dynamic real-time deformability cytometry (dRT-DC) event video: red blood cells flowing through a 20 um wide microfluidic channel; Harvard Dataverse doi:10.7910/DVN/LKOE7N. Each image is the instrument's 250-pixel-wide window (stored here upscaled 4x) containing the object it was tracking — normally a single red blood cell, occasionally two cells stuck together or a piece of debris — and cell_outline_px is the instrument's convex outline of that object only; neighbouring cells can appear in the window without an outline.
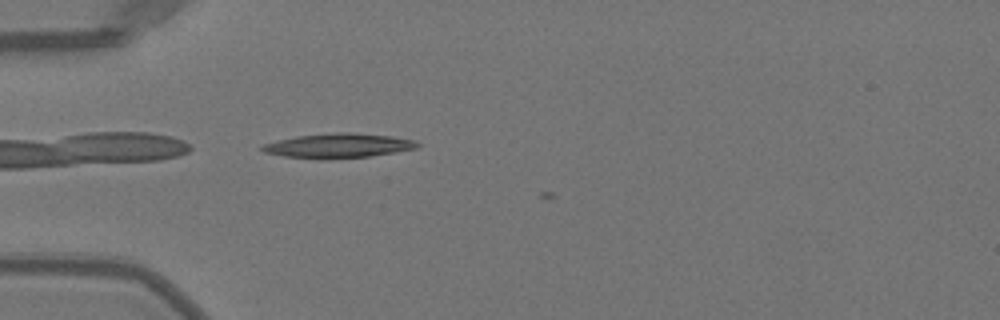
{"species": "Egyptian fruit bat (a non-hibernating species)", "species_latin": "Rousettus aegyptiacus", "temperature_condition": "warm", "stored_images_in_passage": 9, "camera_frame_rate_fps": 3000, "um_per_image_px": 0.085, "animal": {"sex": "female"}, "frame": {"image": 1, "passage_image": 7, "time_ms": 2.0, "image_size_px": [1000, 320], "cell_outline_px": [[420, 144], [416, 148], [396, 152], [368, 156], [320, 160], [284, 156], [264, 152], [260, 148], [260, 144], [296, 136], [340, 132], [348, 132], [392, 136], [416, 140]], "centroid_in_image_um": [28.72, 12.39], "position_along_channel_um": 56.3, "area_um2": 22.25}}